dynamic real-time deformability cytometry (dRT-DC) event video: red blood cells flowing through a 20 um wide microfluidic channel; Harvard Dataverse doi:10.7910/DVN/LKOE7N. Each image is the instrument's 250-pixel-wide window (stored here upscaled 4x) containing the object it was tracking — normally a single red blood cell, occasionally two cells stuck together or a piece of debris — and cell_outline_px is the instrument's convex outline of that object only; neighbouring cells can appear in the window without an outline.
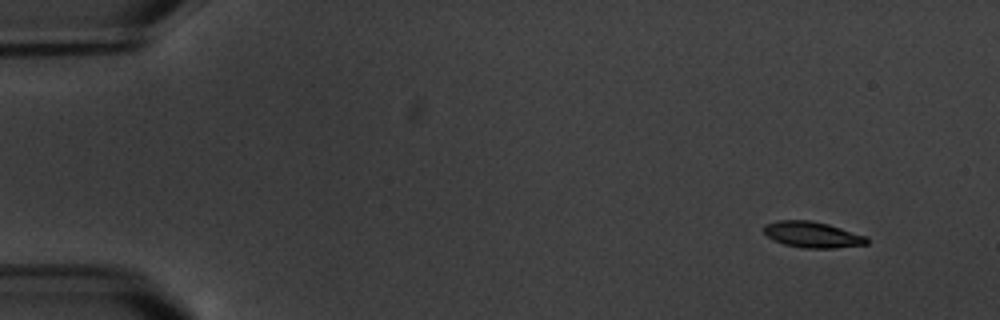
{"species": "common noctule bat (a hibernating species)", "species_latin": "Nyctalus noctula", "temperature_condition": "warm", "stored_images_in_passage": 5, "camera_frame_rate_fps": 3000, "um_per_image_px": 0.085, "animal": {"sex": "male", "body_mass_g": 20.1, "forearm_length_mm": 53.5}, "frame": {"image": 1, "passage_image": 1, "time_ms": 0.0, "image_size_px": [1000, 320], "cell_outline_px": [[868, 244], [836, 248], [804, 248], [784, 244], [768, 236], [764, 232], [764, 224], [780, 220], [808, 220], [828, 224], [868, 236]], "centroid_in_image_um": [69.1, 19.94], "position_along_channel_um": 15.9, "area_um2": 15.55}}
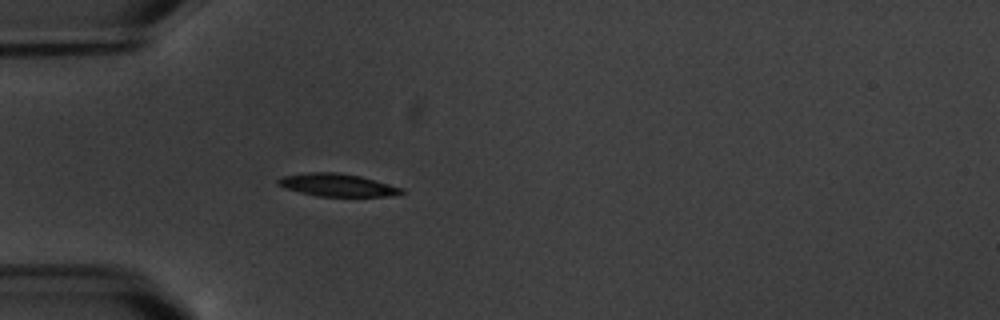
{"frame": {"image": 2, "passage_image": 5, "time_ms": 4.333, "image_size_px": [1000, 320], "cell_outline_px": [[404, 192], [388, 196], [316, 196], [284, 188], [276, 184], [276, 180], [284, 176], [308, 172], [336, 172], [360, 176], [404, 188]], "centroid_in_image_um": [28.63, 15.72], "position_along_channel_um": 56.4, "area_um2": 16.24}}